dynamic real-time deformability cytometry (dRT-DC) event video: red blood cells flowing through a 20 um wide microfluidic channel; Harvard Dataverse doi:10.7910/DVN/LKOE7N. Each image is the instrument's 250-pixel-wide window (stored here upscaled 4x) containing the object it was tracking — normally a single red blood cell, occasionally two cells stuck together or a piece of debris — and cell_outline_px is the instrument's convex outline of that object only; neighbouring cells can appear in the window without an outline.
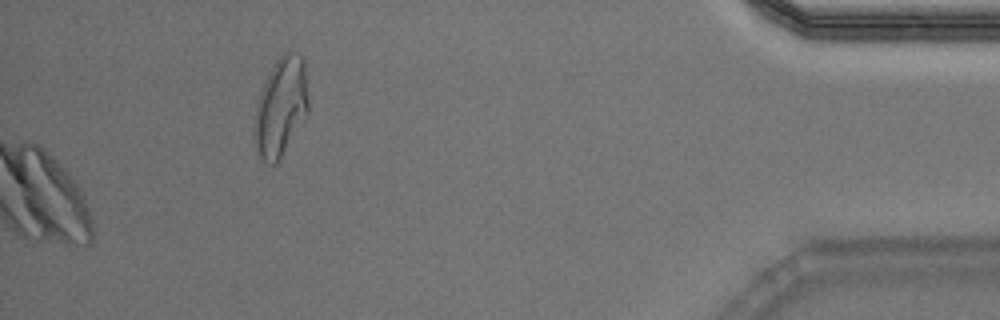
{"species": "Egyptian fruit bat (a non-hibernating species)", "species_latin": "Rousettus aegyptiacus", "temperature_condition": "warm", "stored_images_in_passage": 52, "camera_frame_rate_fps": 3000, "um_per_image_px": 0.085, "animal": {"sex": "male"}, "frame": {"image": 1, "passage_image": 52, "time_ms": 17.0, "image_size_px": [1000, 320], "cell_outline_px": [[308, 112], [280, 160], [276, 164], [268, 164], [260, 160], [256, 148], [252, 132], [256, 108], [260, 92], [268, 72], [276, 60], [284, 52], [296, 52], [304, 56], [308, 96]], "centroid_in_image_um": [23.86, 9.1], "position_along_channel_um": 411.3, "area_um2": 31.56}}